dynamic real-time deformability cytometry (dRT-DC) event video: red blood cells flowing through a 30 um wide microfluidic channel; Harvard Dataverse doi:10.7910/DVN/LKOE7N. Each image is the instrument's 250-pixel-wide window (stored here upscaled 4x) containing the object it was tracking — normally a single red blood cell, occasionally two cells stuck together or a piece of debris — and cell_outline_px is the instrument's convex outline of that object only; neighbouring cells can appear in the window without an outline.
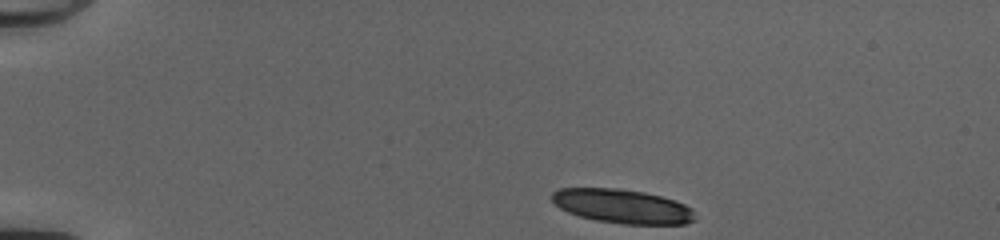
{"species": "common noctule bat (a hibernating species)", "species_latin": "Nyctalus noctula", "temperature_condition": "cold", "stored_images_in_passage": 42, "camera_frame_rate_fps": 3000, "um_per_image_px": 0.085, "animal": {"sex": "female", "body_mass_g": 20.0, "forearm_length_mm": 54.0}, "frame": {"image": 1, "passage_image": 1, "time_ms": 0.0, "image_size_px": [1000, 240], "cell_outline_px": [[696, 220], [684, 224], [624, 224], [596, 220], [580, 216], [568, 212], [560, 208], [552, 200], [552, 192], [560, 188], [620, 188], [644, 192], [676, 200], [692, 208]], "centroid_in_image_um": [52.92, 17.53], "position_along_channel_um": 32.1, "area_um2": 28.44}, "authors_computed_cell_mechanics": {"area_um2": 19.4786, "velocity_mm_per_s": 4.0401, "shape_relaxation_time_tau1_ms": 2.3026, "shape_relaxation_time_tau2_ms": 3.845, "deformation_change_tau1": 0.0961, "deformation_change_tau2": 0.0647}}